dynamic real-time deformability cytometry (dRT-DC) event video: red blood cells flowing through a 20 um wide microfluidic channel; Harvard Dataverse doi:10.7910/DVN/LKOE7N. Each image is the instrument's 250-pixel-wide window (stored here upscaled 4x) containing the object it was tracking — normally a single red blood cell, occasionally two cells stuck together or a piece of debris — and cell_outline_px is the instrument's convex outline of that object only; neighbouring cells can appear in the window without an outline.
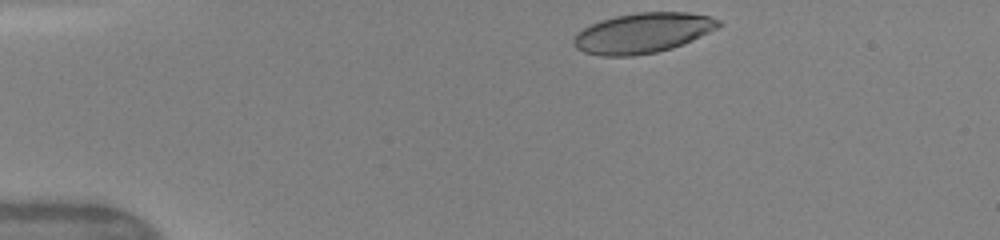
{"species": "human", "species_latin": "Homo sapiens", "temperature_condition": "warm", "stored_images_in_passage": 40, "camera_frame_rate_fps": 3000, "um_per_image_px": 0.085, "donor": {"sex": "female"}, "frame": {"image": 1, "passage_image": 1, "time_ms": 0.0, "image_size_px": [1000, 240], "cell_outline_px": [[724, 24], [720, 28], [684, 44], [672, 48], [656, 52], [632, 56], [604, 56], [584, 52], [576, 48], [572, 44], [572, 40], [584, 28], [600, 20], [616, 16], [636, 12], [688, 12], [708, 16], [720, 20]], "centroid_in_image_um": [54.69, 2.8], "position_along_channel_um": 30.3, "area_um2": 34.04}}
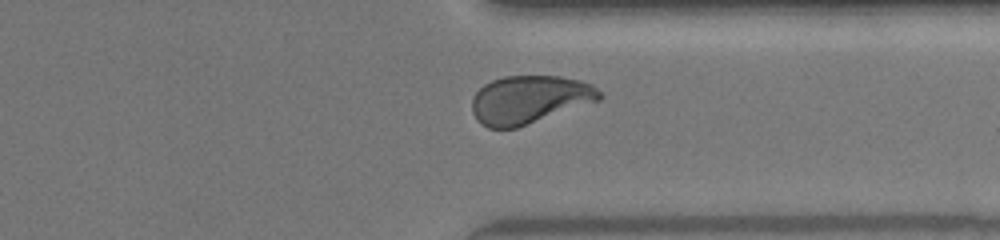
{"frame": {"image": 2, "passage_image": 30, "time_ms": 9.667, "image_size_px": [1000, 240], "cell_outline_px": [[604, 96], [600, 100], [516, 128], [488, 128], [480, 124], [476, 120], [472, 112], [472, 100], [476, 92], [484, 84], [492, 80], [504, 76], [560, 76], [580, 80], [592, 84]], "centroid_in_image_um": [44.99, 8.46], "position_along_channel_um": 366.4, "area_um2": 35.78}}
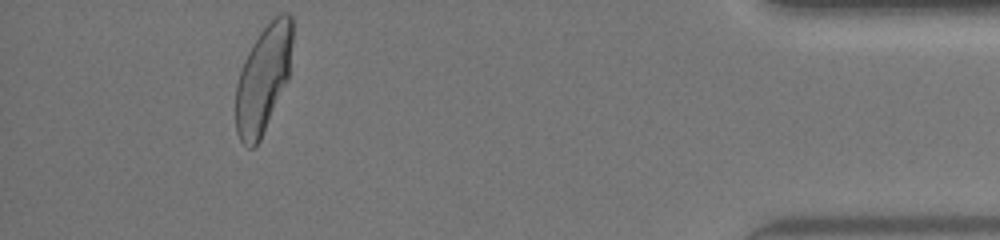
{"frame": {"image": 3, "passage_image": 37, "time_ms": 12.0, "image_size_px": [1000, 240], "cell_outline_px": [[292, 44], [288, 80], [260, 140], [252, 148], [248, 148], [240, 140], [236, 132], [236, 84], [244, 60], [252, 44], [260, 32], [280, 12], [288, 12], [292, 16]], "centroid_in_image_um": [22.38, 6.7], "position_along_channel_um": 412.8, "area_um2": 35.26}, "authors_computed_cell_mechanics": {"area_um2": 35.6337, "velocity_mm_per_s": 4.1672, "shape_relaxation_time_tau1_ms": 4.1091, "shape_relaxation_time_tau2_ms": 0.6922, "deformation_change_tau1": 0.1711, "deformation_change_tau2": 0.0627}}